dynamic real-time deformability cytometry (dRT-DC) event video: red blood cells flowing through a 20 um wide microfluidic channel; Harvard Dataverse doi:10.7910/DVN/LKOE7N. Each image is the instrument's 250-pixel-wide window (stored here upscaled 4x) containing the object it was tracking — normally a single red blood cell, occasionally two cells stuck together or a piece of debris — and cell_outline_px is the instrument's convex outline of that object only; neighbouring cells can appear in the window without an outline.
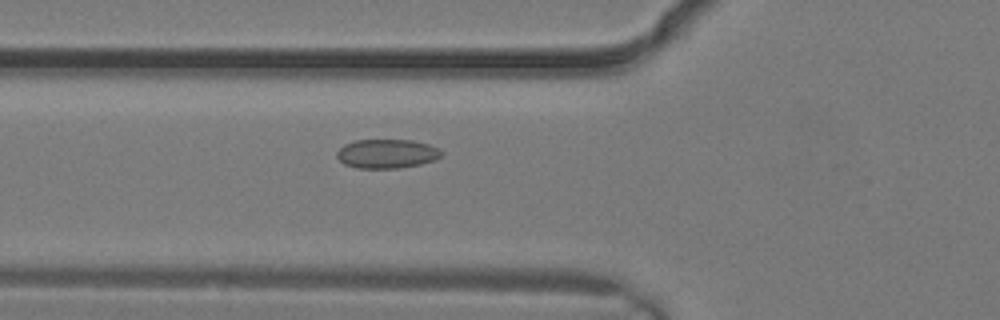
{"species": "common noctule bat (a hibernating species)", "species_latin": "Nyctalus noctula", "temperature_condition": "warm", "stored_images_in_passage": 2, "camera_frame_rate_fps": 3000, "um_per_image_px": 0.085, "animal": {"sex": "male", "body_mass_g": 19.2, "forearm_length_mm": 51.8}, "frame": {"image": 1, "passage_image": 2, "time_ms": 0.333, "image_size_px": [1000, 320], "cell_outline_px": [[444, 152], [436, 160], [420, 164], [400, 168], [356, 168], [344, 164], [336, 156], [336, 152], [344, 144], [356, 140], [412, 140], [428, 144], [440, 148]], "centroid_in_image_um": [32.9, 13.06], "position_along_channel_um": 92.9, "area_um2": 17.86}}